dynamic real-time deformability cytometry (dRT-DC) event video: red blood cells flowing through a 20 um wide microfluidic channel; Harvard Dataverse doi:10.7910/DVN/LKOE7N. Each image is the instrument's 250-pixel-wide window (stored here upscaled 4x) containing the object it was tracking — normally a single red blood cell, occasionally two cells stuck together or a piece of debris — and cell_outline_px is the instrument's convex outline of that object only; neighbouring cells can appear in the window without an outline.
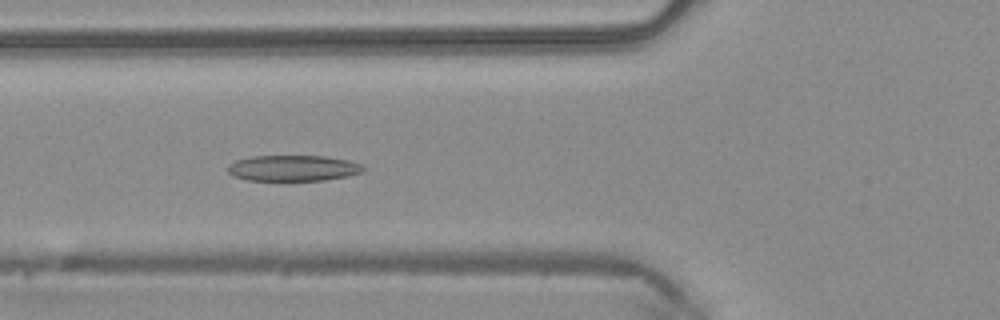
{"species": "common noctule bat (a hibernating species)", "species_latin": "Nyctalus noctula", "temperature_condition": "warm", "stored_images_in_passage": 42, "camera_frame_rate_fps": 3000, "um_per_image_px": 0.085, "animal": {"sex": "male", "body_mass_g": 20.4}, "frame": {"image": 1, "passage_image": 12, "time_ms": 3.667, "image_size_px": [1000, 320], "cell_outline_px": [[368, 168], [364, 172], [348, 176], [324, 180], [248, 180], [232, 176], [228, 172], [228, 164], [236, 160], [252, 156], [324, 156], [348, 160], [360, 164]], "centroid_in_image_um": [24.93, 14.29], "position_along_channel_um": 100.9, "area_um2": 20.52}}
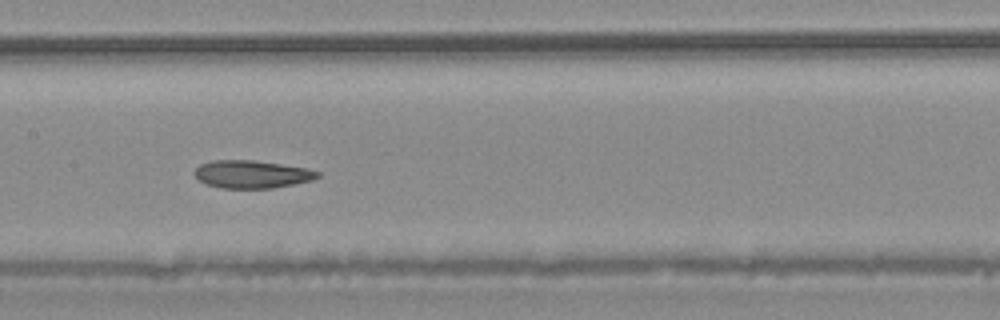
{"frame": {"image": 2, "passage_image": 18, "time_ms": 5.667, "image_size_px": [1000, 320], "cell_outline_px": [[320, 176], [312, 180], [272, 188], [220, 188], [204, 184], [192, 172], [200, 164], [212, 160], [252, 160], [308, 168], [320, 172]], "centroid_in_image_um": [21.38, 14.81], "position_along_channel_um": 186.0, "area_um2": 19.94}}
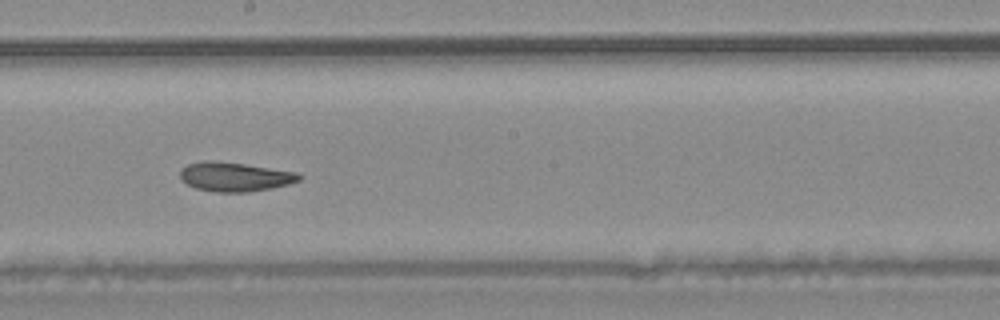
{"frame": {"image": 3, "passage_image": 21, "time_ms": 6.667, "image_size_px": [1000, 320], "cell_outline_px": [[304, 176], [300, 180], [288, 184], [272, 188], [248, 192], [216, 192], [196, 188], [180, 180], [180, 168], [188, 164], [200, 160], [216, 160], [244, 164], [296, 172]], "centroid_in_image_um": [19.93, 15.01], "position_along_channel_um": 228.3, "area_um2": 20.4}, "authors_computed_cell_mechanics": {"area_um2": 20.9814, "velocity_mm_per_s": 4.2355, "shape_relaxation_time_tau1_ms": 5.0638, "shape_relaxation_time_tau2_ms": 6.8045, "deformation_change_tau1": 0.1431, "deformation_change_tau2": 0.1636}}